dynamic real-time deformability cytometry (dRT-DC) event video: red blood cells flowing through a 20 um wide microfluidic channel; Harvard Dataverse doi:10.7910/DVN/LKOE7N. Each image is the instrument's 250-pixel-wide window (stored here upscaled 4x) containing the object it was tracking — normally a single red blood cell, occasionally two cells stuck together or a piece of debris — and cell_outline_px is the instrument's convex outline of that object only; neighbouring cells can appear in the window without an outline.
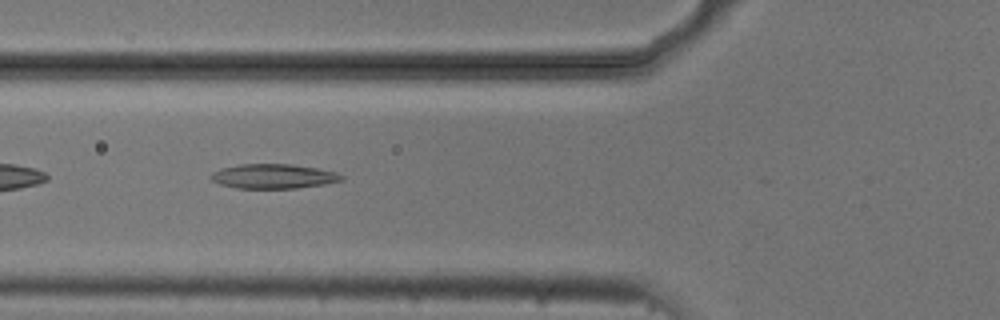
{"species": "common noctule bat (a hibernating species)", "species_latin": "Nyctalus noctula", "temperature_condition": "cold", "stored_images_in_passage": 29, "camera_frame_rate_fps": 3000, "um_per_image_px": 0.085, "animal": {"sex": "male", "body_mass_g": 20.5, "forearm_length_mm": 52.5}, "frame": {"image": 1, "passage_image": 20, "time_ms": 6.333, "image_size_px": [1000, 320], "cell_outline_px": [[344, 180], [324, 184], [296, 188], [236, 188], [220, 184], [212, 180], [208, 176], [212, 172], [220, 168], [240, 164], [292, 164], [316, 168], [336, 172], [344, 176]], "centroid_in_image_um": [23.22, 14.98], "position_along_channel_um": 102.6, "area_um2": 18.73}}
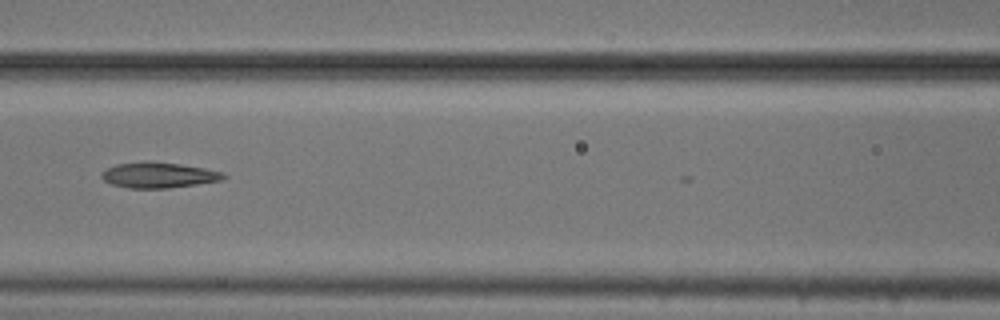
{"frame": {"image": 2, "passage_image": 24, "time_ms": 7.667, "image_size_px": [1000, 320], "cell_outline_px": [[228, 176], [224, 180], [168, 188], [128, 188], [112, 184], [104, 180], [100, 176], [108, 168], [116, 164], [180, 164], [204, 168], [224, 172]], "centroid_in_image_um": [13.57, 14.93], "position_along_channel_um": 153.0, "area_um2": 17.34}}